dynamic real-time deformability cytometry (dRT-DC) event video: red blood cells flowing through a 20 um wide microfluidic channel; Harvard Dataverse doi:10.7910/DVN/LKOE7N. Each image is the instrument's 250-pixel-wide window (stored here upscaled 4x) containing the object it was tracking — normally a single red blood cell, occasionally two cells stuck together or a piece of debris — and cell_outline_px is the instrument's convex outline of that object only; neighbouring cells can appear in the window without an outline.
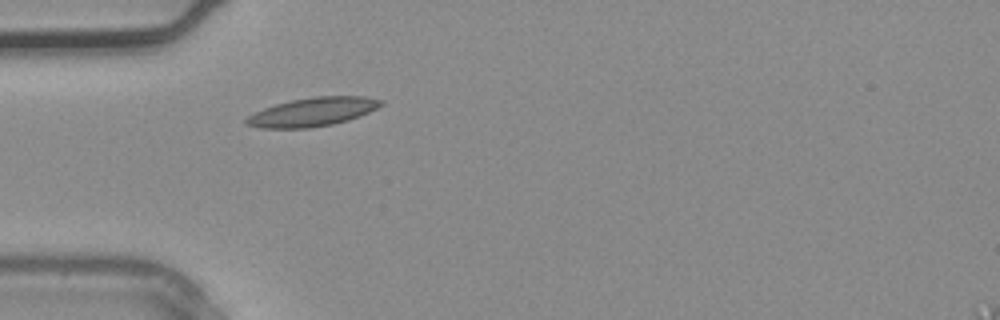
{"species": "common noctule bat (a hibernating species)", "species_latin": "Nyctalus noctula", "temperature_condition": "warm", "stored_images_in_passage": 2, "camera_frame_rate_fps": 3000, "um_per_image_px": 0.085, "animal": {"sex": "male", "body_mass_g": 20.4}, "frame": {"image": 1, "passage_image": 1, "time_ms": 0.0, "image_size_px": [1000, 320], "cell_outline_px": [[384, 104], [360, 116], [348, 120], [332, 124], [308, 128], [260, 128], [248, 124], [244, 120], [248, 116], [264, 108], [276, 104], [292, 100], [312, 96], [364, 96], [384, 100]], "centroid_in_image_um": [26.61, 9.5], "position_along_channel_um": 58.4, "area_um2": 22.37}}